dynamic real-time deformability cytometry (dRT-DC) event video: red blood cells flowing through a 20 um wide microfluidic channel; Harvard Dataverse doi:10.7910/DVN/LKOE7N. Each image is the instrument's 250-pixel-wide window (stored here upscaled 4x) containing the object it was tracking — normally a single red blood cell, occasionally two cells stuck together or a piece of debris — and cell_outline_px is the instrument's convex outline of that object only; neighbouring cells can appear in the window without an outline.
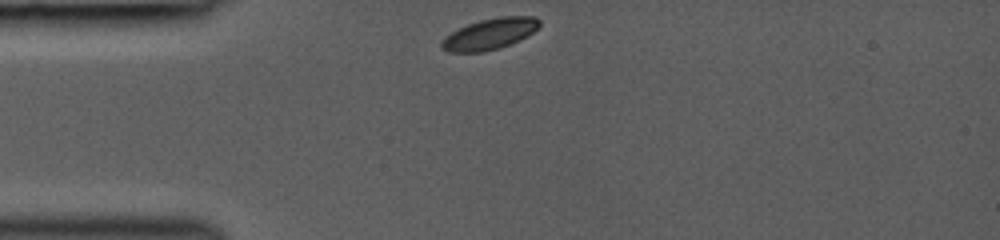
{"species": "common noctule bat (a hibernating species)", "species_latin": "Nyctalus noctula", "temperature_condition": "room temperature", "stored_images_in_passage": 23, "camera_frame_rate_fps": 3000, "um_per_image_px": 0.085, "animal": {"sex": "female", "body_mass_g": 19.0, "forearm_length_mm": 53.3}, "frame": {"image": 1, "passage_image": 1, "time_ms": 0.0, "image_size_px": [1000, 240], "cell_outline_px": [[540, 24], [532, 32], [520, 40], [500, 48], [484, 52], [448, 52], [440, 48], [440, 40], [444, 36], [468, 24], [480, 20], [500, 16], [536, 16], [540, 20]], "centroid_in_image_um": [41.6, 2.89], "position_along_channel_um": 43.4, "area_um2": 17.8}}
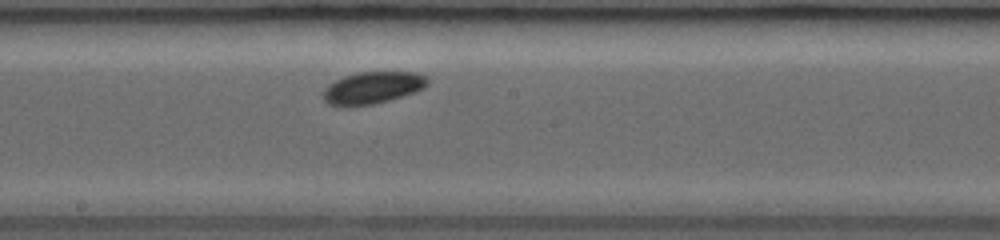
{"frame": {"image": 2, "passage_image": 10, "time_ms": 4.667, "image_size_px": [1000, 240], "cell_outline_px": [[428, 84], [424, 88], [416, 92], [388, 100], [372, 104], [344, 108], [328, 104], [324, 100], [324, 88], [328, 84], [344, 76], [356, 72], [416, 72], [428, 76]], "centroid_in_image_um": [31.66, 7.47], "position_along_channel_um": 216.5, "area_um2": 19.77}}
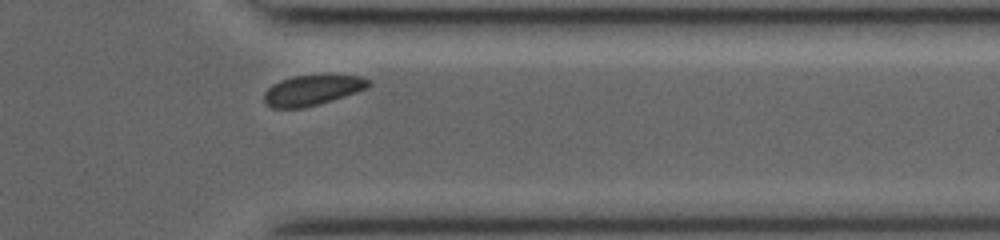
{"frame": {"image": 3, "passage_image": 20, "time_ms": 8.667, "image_size_px": [1000, 240], "cell_outline_px": [[372, 84], [368, 88], [332, 100], [300, 108], [272, 108], [264, 100], [264, 92], [272, 84], [280, 80], [292, 76], [328, 72], [360, 76], [372, 80]], "centroid_in_image_um": [26.61, 7.6], "position_along_channel_um": 384.8, "area_um2": 19.13}}